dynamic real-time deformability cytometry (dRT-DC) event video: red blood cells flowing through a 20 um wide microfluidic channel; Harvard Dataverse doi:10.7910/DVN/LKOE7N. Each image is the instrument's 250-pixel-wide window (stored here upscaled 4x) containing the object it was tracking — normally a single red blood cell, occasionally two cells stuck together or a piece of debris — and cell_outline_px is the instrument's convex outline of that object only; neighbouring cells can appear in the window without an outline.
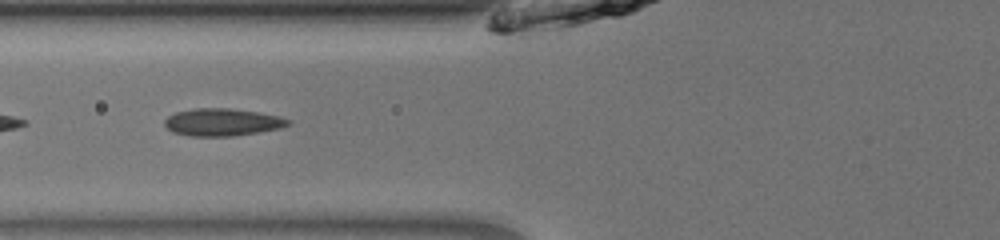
{"species": "common noctule bat (a hibernating species)", "species_latin": "Nyctalus noctula", "temperature_condition": "room temperature", "stored_images_in_passage": 31, "camera_frame_rate_fps": 3000, "um_per_image_px": 0.085, "animal": {"sex": "male", "body_mass_g": 13.0, "forearm_length_mm": 53.1}, "frame": {"image": 1, "passage_image": 12, "time_ms": 3.667, "image_size_px": [1000, 240], "cell_outline_px": [[292, 124], [280, 128], [232, 136], [192, 136], [172, 132], [164, 124], [164, 120], [168, 116], [176, 112], [196, 108], [228, 108], [256, 112], [280, 116], [292, 120]], "centroid_in_image_um": [18.91, 10.38], "position_along_channel_um": 106.9, "area_um2": 19.65}}
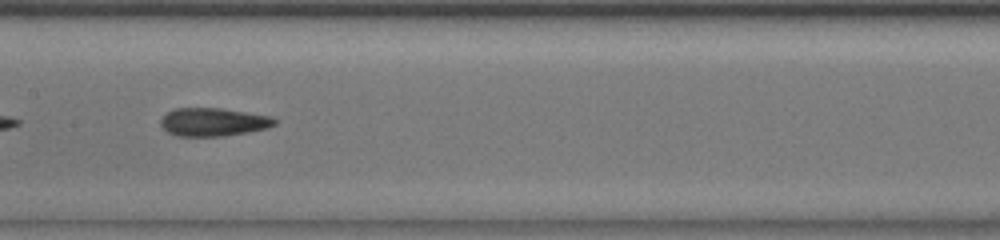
{"frame": {"image": 2, "passage_image": 18, "time_ms": 5.667, "image_size_px": [1000, 240], "cell_outline_px": [[280, 120], [276, 124], [268, 128], [248, 132], [224, 136], [176, 136], [168, 132], [160, 124], [160, 120], [168, 112], [176, 108], [220, 108], [272, 116]], "centroid_in_image_um": [18.18, 10.37], "position_along_channel_um": 189.2, "area_um2": 18.84}}
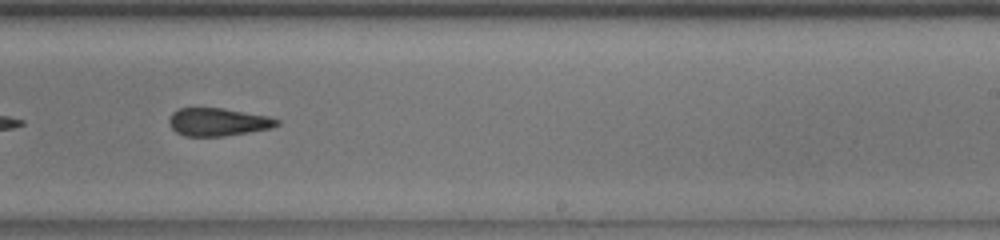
{"frame": {"image": 3, "passage_image": 24, "time_ms": 7.667, "image_size_px": [1000, 240], "cell_outline_px": [[280, 124], [272, 128], [224, 136], [188, 136], [176, 132], [172, 128], [168, 120], [172, 112], [180, 108], [224, 108], [268, 116], [280, 120]], "centroid_in_image_um": [18.54, 10.36], "position_along_channel_um": 270.5, "area_um2": 17.51}}